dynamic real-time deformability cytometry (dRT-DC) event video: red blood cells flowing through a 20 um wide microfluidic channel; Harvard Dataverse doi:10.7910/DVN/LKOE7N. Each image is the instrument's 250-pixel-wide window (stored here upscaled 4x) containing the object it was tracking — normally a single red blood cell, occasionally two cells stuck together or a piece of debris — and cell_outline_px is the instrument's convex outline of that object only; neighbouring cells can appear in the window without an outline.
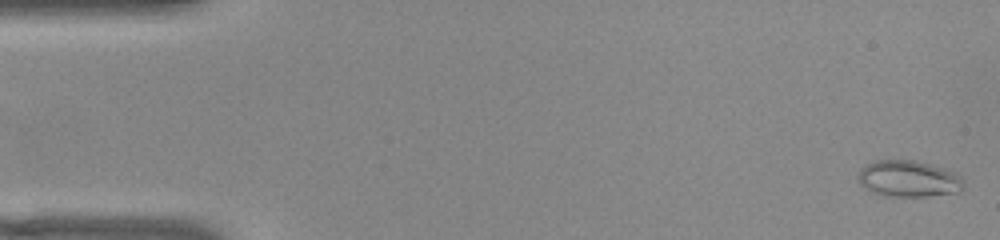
{"species": "common noctule bat (a hibernating species)", "species_latin": "Nyctalus noctula", "temperature_condition": "warm", "stored_images_in_passage": 54, "camera_frame_rate_fps": 3000, "um_per_image_px": 0.085, "animal": {"sex": "female", "body_mass_g": 22.0, "forearm_length_mm": 56.7}, "frame": {"image": 1, "passage_image": 2, "time_ms": 0.333, "image_size_px": [1000, 240], "cell_outline_px": [[964, 188], [960, 192], [928, 196], [880, 196], [872, 192], [860, 184], [860, 168], [864, 164], [872, 160], [916, 160], [944, 168], [952, 172], [960, 180]], "centroid_in_image_um": [77.18, 15.19], "position_along_channel_um": 7.8, "area_um2": 22.31}}
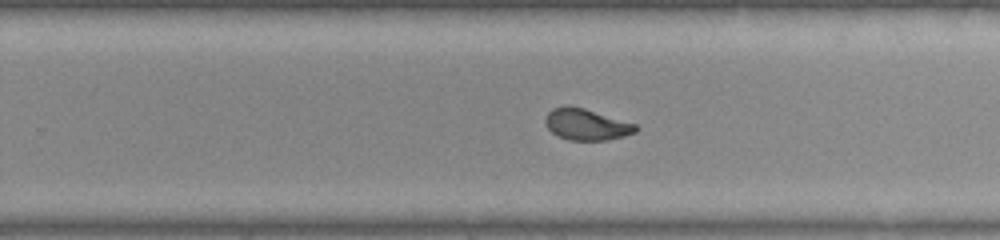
{"frame": {"image": 2, "passage_image": 34, "time_ms": 11.0, "image_size_px": [1000, 240], "cell_outline_px": [[640, 128], [636, 132], [624, 136], [608, 140], [568, 140], [552, 132], [548, 128], [544, 120], [548, 112], [552, 108], [564, 104], [584, 108], [636, 124]], "centroid_in_image_um": [49.84, 10.57], "position_along_channel_um": 280.0, "area_um2": 16.59}}
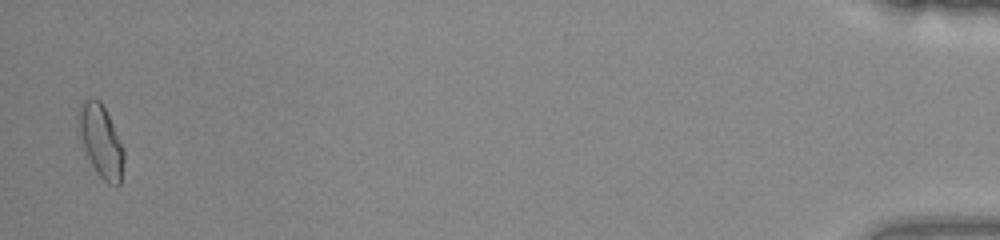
{"frame": {"image": 3, "passage_image": 53, "time_ms": 17.333, "image_size_px": [1000, 240], "cell_outline_px": [[124, 160], [120, 184], [116, 188], [108, 184], [96, 172], [84, 148], [76, 116], [76, 112], [80, 104], [84, 100], [100, 100], [124, 148]], "centroid_in_image_um": [8.58, 12.02], "position_along_channel_um": 426.6, "area_um2": 18.9}, "authors_computed_cell_mechanics": {"area_um2": 17.5712, "velocity_mm_per_s": 3.8314, "shape_relaxation_time_tau1_ms": null, "shape_relaxation_time_tau2_ms": 1.0514, "deformation_change_tau1": null, "deformation_change_tau2": 0.0606}}